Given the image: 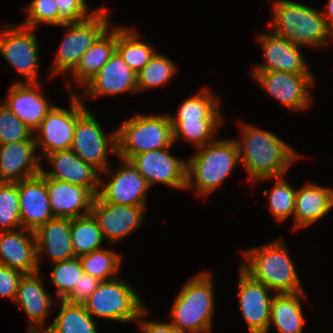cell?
<instances>
[{
    "label": "cell",
    "mask_w": 333,
    "mask_h": 333,
    "mask_svg": "<svg viewBox=\"0 0 333 333\" xmlns=\"http://www.w3.org/2000/svg\"><path fill=\"white\" fill-rule=\"evenodd\" d=\"M237 144L240 164L248 173L249 181L262 182L285 176L299 154L288 143L271 131L240 122Z\"/></svg>",
    "instance_id": "6da1fadb"
},
{
    "label": "cell",
    "mask_w": 333,
    "mask_h": 333,
    "mask_svg": "<svg viewBox=\"0 0 333 333\" xmlns=\"http://www.w3.org/2000/svg\"><path fill=\"white\" fill-rule=\"evenodd\" d=\"M270 31L298 46L325 47L333 40L322 11L291 0H272Z\"/></svg>",
    "instance_id": "7a4b0ae2"
},
{
    "label": "cell",
    "mask_w": 333,
    "mask_h": 333,
    "mask_svg": "<svg viewBox=\"0 0 333 333\" xmlns=\"http://www.w3.org/2000/svg\"><path fill=\"white\" fill-rule=\"evenodd\" d=\"M242 252L246 261L240 266L272 294L305 291L282 237Z\"/></svg>",
    "instance_id": "3957f363"
},
{
    "label": "cell",
    "mask_w": 333,
    "mask_h": 333,
    "mask_svg": "<svg viewBox=\"0 0 333 333\" xmlns=\"http://www.w3.org/2000/svg\"><path fill=\"white\" fill-rule=\"evenodd\" d=\"M208 271L190 277L178 292L170 311V324L180 333H208L215 312V292Z\"/></svg>",
    "instance_id": "277c9868"
},
{
    "label": "cell",
    "mask_w": 333,
    "mask_h": 333,
    "mask_svg": "<svg viewBox=\"0 0 333 333\" xmlns=\"http://www.w3.org/2000/svg\"><path fill=\"white\" fill-rule=\"evenodd\" d=\"M238 165L240 159L236 141L217 138L198 148L187 160L186 189L194 188L197 196H208Z\"/></svg>",
    "instance_id": "5b68a950"
},
{
    "label": "cell",
    "mask_w": 333,
    "mask_h": 333,
    "mask_svg": "<svg viewBox=\"0 0 333 333\" xmlns=\"http://www.w3.org/2000/svg\"><path fill=\"white\" fill-rule=\"evenodd\" d=\"M135 114L117 128L118 158L130 160L134 155L174 144L169 114Z\"/></svg>",
    "instance_id": "8992f818"
},
{
    "label": "cell",
    "mask_w": 333,
    "mask_h": 333,
    "mask_svg": "<svg viewBox=\"0 0 333 333\" xmlns=\"http://www.w3.org/2000/svg\"><path fill=\"white\" fill-rule=\"evenodd\" d=\"M109 9L101 6L89 19L80 22H66L67 28L63 41L55 54L54 62L49 69L52 79L55 75H67L78 65L81 56L111 26L108 20Z\"/></svg>",
    "instance_id": "52a82bcc"
},
{
    "label": "cell",
    "mask_w": 333,
    "mask_h": 333,
    "mask_svg": "<svg viewBox=\"0 0 333 333\" xmlns=\"http://www.w3.org/2000/svg\"><path fill=\"white\" fill-rule=\"evenodd\" d=\"M83 305L93 318L123 323L137 322L146 307L139 294L119 277L101 281Z\"/></svg>",
    "instance_id": "ba28073f"
},
{
    "label": "cell",
    "mask_w": 333,
    "mask_h": 333,
    "mask_svg": "<svg viewBox=\"0 0 333 333\" xmlns=\"http://www.w3.org/2000/svg\"><path fill=\"white\" fill-rule=\"evenodd\" d=\"M106 133L87 108L77 116L71 150L100 173L110 167L108 155H117V129Z\"/></svg>",
    "instance_id": "9c48e42d"
},
{
    "label": "cell",
    "mask_w": 333,
    "mask_h": 333,
    "mask_svg": "<svg viewBox=\"0 0 333 333\" xmlns=\"http://www.w3.org/2000/svg\"><path fill=\"white\" fill-rule=\"evenodd\" d=\"M33 28L21 24L6 25L0 30V54L13 67L23 81L37 83L39 65V42Z\"/></svg>",
    "instance_id": "30bf717a"
},
{
    "label": "cell",
    "mask_w": 333,
    "mask_h": 333,
    "mask_svg": "<svg viewBox=\"0 0 333 333\" xmlns=\"http://www.w3.org/2000/svg\"><path fill=\"white\" fill-rule=\"evenodd\" d=\"M68 88L69 110L54 105L41 126L33 133L37 150L39 147L42 149L40 158L52 152L71 149L77 116L86 106L79 98L80 96L74 92L75 90L71 89L72 87Z\"/></svg>",
    "instance_id": "8fae6325"
},
{
    "label": "cell",
    "mask_w": 333,
    "mask_h": 333,
    "mask_svg": "<svg viewBox=\"0 0 333 333\" xmlns=\"http://www.w3.org/2000/svg\"><path fill=\"white\" fill-rule=\"evenodd\" d=\"M252 77L267 93L291 110H304L312 101L313 74H294L282 71H253Z\"/></svg>",
    "instance_id": "7c38bea8"
},
{
    "label": "cell",
    "mask_w": 333,
    "mask_h": 333,
    "mask_svg": "<svg viewBox=\"0 0 333 333\" xmlns=\"http://www.w3.org/2000/svg\"><path fill=\"white\" fill-rule=\"evenodd\" d=\"M120 159L122 165H119L120 167L112 173L113 175L109 167L100 173L97 196L102 201L113 204L146 207L150 189L146 179L130 160ZM101 174L110 176V182L106 183Z\"/></svg>",
    "instance_id": "4fadbf2b"
},
{
    "label": "cell",
    "mask_w": 333,
    "mask_h": 333,
    "mask_svg": "<svg viewBox=\"0 0 333 333\" xmlns=\"http://www.w3.org/2000/svg\"><path fill=\"white\" fill-rule=\"evenodd\" d=\"M238 275V304L249 333H268L272 291L241 266Z\"/></svg>",
    "instance_id": "5bb4252c"
},
{
    "label": "cell",
    "mask_w": 333,
    "mask_h": 333,
    "mask_svg": "<svg viewBox=\"0 0 333 333\" xmlns=\"http://www.w3.org/2000/svg\"><path fill=\"white\" fill-rule=\"evenodd\" d=\"M173 146L137 154L130 159L149 187L161 183L174 189H186L187 161L169 152Z\"/></svg>",
    "instance_id": "9a60e30c"
},
{
    "label": "cell",
    "mask_w": 333,
    "mask_h": 333,
    "mask_svg": "<svg viewBox=\"0 0 333 333\" xmlns=\"http://www.w3.org/2000/svg\"><path fill=\"white\" fill-rule=\"evenodd\" d=\"M145 207L113 204L95 196L91 214L97 220L103 238L114 244L135 232L144 222Z\"/></svg>",
    "instance_id": "2e32d148"
},
{
    "label": "cell",
    "mask_w": 333,
    "mask_h": 333,
    "mask_svg": "<svg viewBox=\"0 0 333 333\" xmlns=\"http://www.w3.org/2000/svg\"><path fill=\"white\" fill-rule=\"evenodd\" d=\"M262 45L265 64L254 66L253 71H282L294 74H313L300 52L301 46L268 31L257 35Z\"/></svg>",
    "instance_id": "e0dca14e"
},
{
    "label": "cell",
    "mask_w": 333,
    "mask_h": 333,
    "mask_svg": "<svg viewBox=\"0 0 333 333\" xmlns=\"http://www.w3.org/2000/svg\"><path fill=\"white\" fill-rule=\"evenodd\" d=\"M22 228L35 231L55 218L50 207L47 178L42 174L17 181Z\"/></svg>",
    "instance_id": "ac0fdd59"
},
{
    "label": "cell",
    "mask_w": 333,
    "mask_h": 333,
    "mask_svg": "<svg viewBox=\"0 0 333 333\" xmlns=\"http://www.w3.org/2000/svg\"><path fill=\"white\" fill-rule=\"evenodd\" d=\"M39 83L15 82L2 102L33 133L41 126L42 121L54 106L39 92L41 90Z\"/></svg>",
    "instance_id": "d6986e66"
},
{
    "label": "cell",
    "mask_w": 333,
    "mask_h": 333,
    "mask_svg": "<svg viewBox=\"0 0 333 333\" xmlns=\"http://www.w3.org/2000/svg\"><path fill=\"white\" fill-rule=\"evenodd\" d=\"M34 136L28 141L0 144V182H17L41 173Z\"/></svg>",
    "instance_id": "ffe728a7"
},
{
    "label": "cell",
    "mask_w": 333,
    "mask_h": 333,
    "mask_svg": "<svg viewBox=\"0 0 333 333\" xmlns=\"http://www.w3.org/2000/svg\"><path fill=\"white\" fill-rule=\"evenodd\" d=\"M85 88V89H84ZM85 97L138 93L137 73L115 51L101 70L84 85Z\"/></svg>",
    "instance_id": "44dd1931"
},
{
    "label": "cell",
    "mask_w": 333,
    "mask_h": 333,
    "mask_svg": "<svg viewBox=\"0 0 333 333\" xmlns=\"http://www.w3.org/2000/svg\"><path fill=\"white\" fill-rule=\"evenodd\" d=\"M0 265L23 274L40 271L34 231L19 228L0 232Z\"/></svg>",
    "instance_id": "7402d4cb"
},
{
    "label": "cell",
    "mask_w": 333,
    "mask_h": 333,
    "mask_svg": "<svg viewBox=\"0 0 333 333\" xmlns=\"http://www.w3.org/2000/svg\"><path fill=\"white\" fill-rule=\"evenodd\" d=\"M52 170L41 173L46 178H55L89 189L95 196L99 190L100 172L91 164L84 162L71 149L52 152L45 156Z\"/></svg>",
    "instance_id": "603a6c76"
},
{
    "label": "cell",
    "mask_w": 333,
    "mask_h": 333,
    "mask_svg": "<svg viewBox=\"0 0 333 333\" xmlns=\"http://www.w3.org/2000/svg\"><path fill=\"white\" fill-rule=\"evenodd\" d=\"M47 191L54 217L72 219L90 214L95 195L89 189L47 178Z\"/></svg>",
    "instance_id": "cb8c5ba5"
},
{
    "label": "cell",
    "mask_w": 333,
    "mask_h": 333,
    "mask_svg": "<svg viewBox=\"0 0 333 333\" xmlns=\"http://www.w3.org/2000/svg\"><path fill=\"white\" fill-rule=\"evenodd\" d=\"M39 272L23 274L15 298V302L22 306L28 316V329H43L51 306H55L52 297L43 285L41 272Z\"/></svg>",
    "instance_id": "d4e9b609"
},
{
    "label": "cell",
    "mask_w": 333,
    "mask_h": 333,
    "mask_svg": "<svg viewBox=\"0 0 333 333\" xmlns=\"http://www.w3.org/2000/svg\"><path fill=\"white\" fill-rule=\"evenodd\" d=\"M34 234L39 268L44 253L52 264L76 257L71 241V218L55 217L39 226Z\"/></svg>",
    "instance_id": "484cf974"
},
{
    "label": "cell",
    "mask_w": 333,
    "mask_h": 333,
    "mask_svg": "<svg viewBox=\"0 0 333 333\" xmlns=\"http://www.w3.org/2000/svg\"><path fill=\"white\" fill-rule=\"evenodd\" d=\"M333 208V188L308 182L296 191L294 229L317 222Z\"/></svg>",
    "instance_id": "4316f807"
},
{
    "label": "cell",
    "mask_w": 333,
    "mask_h": 333,
    "mask_svg": "<svg viewBox=\"0 0 333 333\" xmlns=\"http://www.w3.org/2000/svg\"><path fill=\"white\" fill-rule=\"evenodd\" d=\"M116 51V26L109 27L81 56L72 78L80 86L91 80Z\"/></svg>",
    "instance_id": "83f0119b"
},
{
    "label": "cell",
    "mask_w": 333,
    "mask_h": 333,
    "mask_svg": "<svg viewBox=\"0 0 333 333\" xmlns=\"http://www.w3.org/2000/svg\"><path fill=\"white\" fill-rule=\"evenodd\" d=\"M304 293L273 294L268 333L271 325L277 333H303L305 319L301 301L306 297Z\"/></svg>",
    "instance_id": "f1b7e54d"
},
{
    "label": "cell",
    "mask_w": 333,
    "mask_h": 333,
    "mask_svg": "<svg viewBox=\"0 0 333 333\" xmlns=\"http://www.w3.org/2000/svg\"><path fill=\"white\" fill-rule=\"evenodd\" d=\"M139 36V32L132 27L116 26V52L136 73L157 53L150 44L140 40Z\"/></svg>",
    "instance_id": "f546056e"
},
{
    "label": "cell",
    "mask_w": 333,
    "mask_h": 333,
    "mask_svg": "<svg viewBox=\"0 0 333 333\" xmlns=\"http://www.w3.org/2000/svg\"><path fill=\"white\" fill-rule=\"evenodd\" d=\"M61 310L46 329L50 333H98L97 323L83 304L58 300Z\"/></svg>",
    "instance_id": "4dcf8cb0"
},
{
    "label": "cell",
    "mask_w": 333,
    "mask_h": 333,
    "mask_svg": "<svg viewBox=\"0 0 333 333\" xmlns=\"http://www.w3.org/2000/svg\"><path fill=\"white\" fill-rule=\"evenodd\" d=\"M174 144L180 138L200 148L216 140L215 134L224 119L170 120Z\"/></svg>",
    "instance_id": "1f68e13d"
},
{
    "label": "cell",
    "mask_w": 333,
    "mask_h": 333,
    "mask_svg": "<svg viewBox=\"0 0 333 333\" xmlns=\"http://www.w3.org/2000/svg\"><path fill=\"white\" fill-rule=\"evenodd\" d=\"M103 240L102 231L91 213L71 219V241L76 257L103 248Z\"/></svg>",
    "instance_id": "d6a6232c"
},
{
    "label": "cell",
    "mask_w": 333,
    "mask_h": 333,
    "mask_svg": "<svg viewBox=\"0 0 333 333\" xmlns=\"http://www.w3.org/2000/svg\"><path fill=\"white\" fill-rule=\"evenodd\" d=\"M218 97L207 88L183 101L176 115H169L170 120L223 119Z\"/></svg>",
    "instance_id": "836d02e7"
},
{
    "label": "cell",
    "mask_w": 333,
    "mask_h": 333,
    "mask_svg": "<svg viewBox=\"0 0 333 333\" xmlns=\"http://www.w3.org/2000/svg\"><path fill=\"white\" fill-rule=\"evenodd\" d=\"M84 273L107 281L118 277L116 274L121 267L122 256L112 249L104 247L79 257Z\"/></svg>",
    "instance_id": "e575fe53"
},
{
    "label": "cell",
    "mask_w": 333,
    "mask_h": 333,
    "mask_svg": "<svg viewBox=\"0 0 333 333\" xmlns=\"http://www.w3.org/2000/svg\"><path fill=\"white\" fill-rule=\"evenodd\" d=\"M175 61L157 52L137 73V89L140 91L166 84L177 72ZM174 74V75H173Z\"/></svg>",
    "instance_id": "d590c367"
},
{
    "label": "cell",
    "mask_w": 333,
    "mask_h": 333,
    "mask_svg": "<svg viewBox=\"0 0 333 333\" xmlns=\"http://www.w3.org/2000/svg\"><path fill=\"white\" fill-rule=\"evenodd\" d=\"M276 182L272 190H264V195L269 196V209L278 222H283L292 215L294 216L296 191L291 184L282 176L273 178Z\"/></svg>",
    "instance_id": "8d00e7d4"
},
{
    "label": "cell",
    "mask_w": 333,
    "mask_h": 333,
    "mask_svg": "<svg viewBox=\"0 0 333 333\" xmlns=\"http://www.w3.org/2000/svg\"><path fill=\"white\" fill-rule=\"evenodd\" d=\"M22 228L17 182H0V232Z\"/></svg>",
    "instance_id": "74e56055"
},
{
    "label": "cell",
    "mask_w": 333,
    "mask_h": 333,
    "mask_svg": "<svg viewBox=\"0 0 333 333\" xmlns=\"http://www.w3.org/2000/svg\"><path fill=\"white\" fill-rule=\"evenodd\" d=\"M51 283L57 288V300H64L75 288L84 274L79 257L53 263Z\"/></svg>",
    "instance_id": "f35d334b"
},
{
    "label": "cell",
    "mask_w": 333,
    "mask_h": 333,
    "mask_svg": "<svg viewBox=\"0 0 333 333\" xmlns=\"http://www.w3.org/2000/svg\"><path fill=\"white\" fill-rule=\"evenodd\" d=\"M24 10L27 17L21 25L28 28L35 29L41 24L61 26L67 22L59 14L55 0H32Z\"/></svg>",
    "instance_id": "ab89813d"
},
{
    "label": "cell",
    "mask_w": 333,
    "mask_h": 333,
    "mask_svg": "<svg viewBox=\"0 0 333 333\" xmlns=\"http://www.w3.org/2000/svg\"><path fill=\"white\" fill-rule=\"evenodd\" d=\"M33 136V132L1 102L0 144L28 141Z\"/></svg>",
    "instance_id": "60d3db41"
},
{
    "label": "cell",
    "mask_w": 333,
    "mask_h": 333,
    "mask_svg": "<svg viewBox=\"0 0 333 333\" xmlns=\"http://www.w3.org/2000/svg\"><path fill=\"white\" fill-rule=\"evenodd\" d=\"M59 14L67 22H80L89 19L98 9H89L86 0H55Z\"/></svg>",
    "instance_id": "b9f144b4"
},
{
    "label": "cell",
    "mask_w": 333,
    "mask_h": 333,
    "mask_svg": "<svg viewBox=\"0 0 333 333\" xmlns=\"http://www.w3.org/2000/svg\"><path fill=\"white\" fill-rule=\"evenodd\" d=\"M100 280L84 273L80 277V281L76 284L73 291L64 299L74 304H84L90 295L97 289Z\"/></svg>",
    "instance_id": "7bdbcfd3"
},
{
    "label": "cell",
    "mask_w": 333,
    "mask_h": 333,
    "mask_svg": "<svg viewBox=\"0 0 333 333\" xmlns=\"http://www.w3.org/2000/svg\"><path fill=\"white\" fill-rule=\"evenodd\" d=\"M23 273L0 265V296L15 301L17 288Z\"/></svg>",
    "instance_id": "ee69618b"
},
{
    "label": "cell",
    "mask_w": 333,
    "mask_h": 333,
    "mask_svg": "<svg viewBox=\"0 0 333 333\" xmlns=\"http://www.w3.org/2000/svg\"><path fill=\"white\" fill-rule=\"evenodd\" d=\"M149 315V312L147 309H144L137 321L141 330V333H180L178 332L171 324L170 322L162 323V322H156V321H147L143 320L144 316Z\"/></svg>",
    "instance_id": "f6af8a7d"
},
{
    "label": "cell",
    "mask_w": 333,
    "mask_h": 333,
    "mask_svg": "<svg viewBox=\"0 0 333 333\" xmlns=\"http://www.w3.org/2000/svg\"><path fill=\"white\" fill-rule=\"evenodd\" d=\"M325 10L322 11L323 17L327 26L333 31V0H327V9Z\"/></svg>",
    "instance_id": "bcb514c9"
},
{
    "label": "cell",
    "mask_w": 333,
    "mask_h": 333,
    "mask_svg": "<svg viewBox=\"0 0 333 333\" xmlns=\"http://www.w3.org/2000/svg\"><path fill=\"white\" fill-rule=\"evenodd\" d=\"M28 333H50L46 328L44 329H28Z\"/></svg>",
    "instance_id": "7dc6e473"
}]
</instances>
